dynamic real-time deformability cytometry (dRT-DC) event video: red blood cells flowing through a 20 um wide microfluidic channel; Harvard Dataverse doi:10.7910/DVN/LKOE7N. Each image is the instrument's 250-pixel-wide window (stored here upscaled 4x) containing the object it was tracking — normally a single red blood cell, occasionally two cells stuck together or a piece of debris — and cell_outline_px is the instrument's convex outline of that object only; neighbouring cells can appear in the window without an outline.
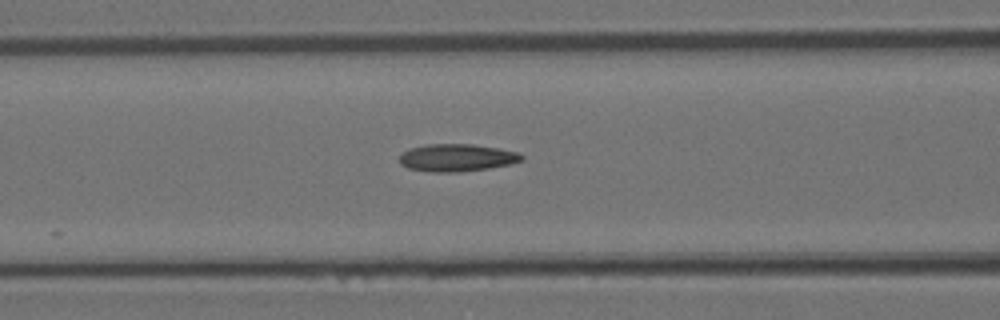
{"species": "Egyptian fruit bat (a non-hibernating species)", "species_latin": "Rousettus aegyptiacus", "temperature_condition": "room temperature", "stored_images_in_passage": 12, "camera_frame_rate_fps": 3000, "um_per_image_px": 0.085, "animal": {"sex": "female"}, "frame": {"image": 1, "passage_image": 8, "time_ms": 2.333, "image_size_px": [1000, 320], "cell_outline_px": [[524, 160], [512, 164], [488, 168], [460, 172], [428, 172], [408, 168], [400, 164], [400, 156], [408, 148], [428, 144], [472, 144], [500, 148], [520, 152], [524, 156]], "centroid_in_image_um": [38.87, 13.4], "position_along_channel_um": 127.7, "area_um2": 19.83}}
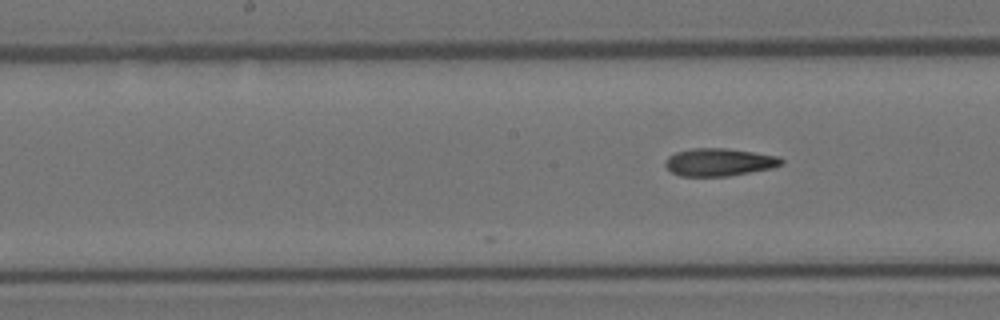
{"frame": {"image": 2, "passage_image": 12, "time_ms": 3.667, "image_size_px": [1000, 320], "cell_outline_px": [[784, 164], [772, 168], [728, 176], [680, 176], [672, 172], [664, 164], [664, 160], [668, 156], [676, 152], [692, 148], [728, 148], [780, 156], [784, 160]], "centroid_in_image_um": [61.15, 13.77], "position_along_channel_um": 187.1, "area_um2": 18.9}}